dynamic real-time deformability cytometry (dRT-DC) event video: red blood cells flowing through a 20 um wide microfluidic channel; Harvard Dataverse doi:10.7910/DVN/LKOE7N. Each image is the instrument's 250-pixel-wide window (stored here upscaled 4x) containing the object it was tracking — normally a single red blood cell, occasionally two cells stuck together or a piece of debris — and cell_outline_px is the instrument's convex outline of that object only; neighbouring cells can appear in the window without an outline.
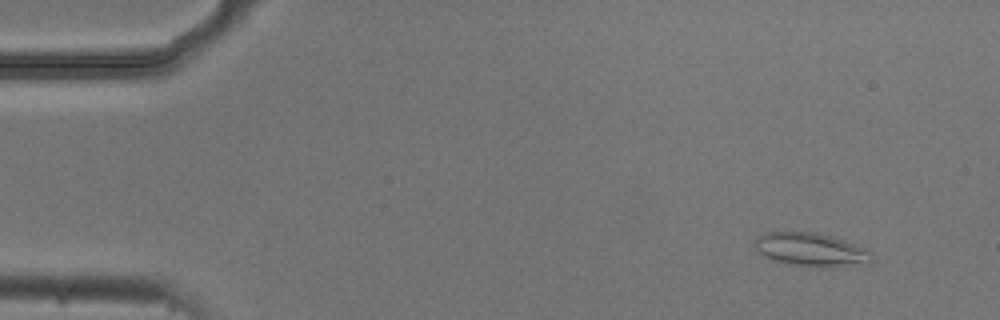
{"species": "common noctule bat (a hibernating species)", "species_latin": "Nyctalus noctula", "temperature_condition": "cold", "stored_images_in_passage": 4, "camera_frame_rate_fps": 3000, "um_per_image_px": 0.085, "animal": {"sex": "male", "body_mass_g": 20.5, "forearm_length_mm": 52.5}, "frame": {"image": 1, "passage_image": 1, "time_ms": 0.0, "image_size_px": [1000, 320], "cell_outline_px": [[872, 260], [868, 264], [824, 268], [788, 264], [772, 260], [760, 252], [756, 248], [752, 240], [756, 236], [764, 232], [816, 232], [832, 236], [868, 248], [872, 252]], "centroid_in_image_um": [68.96, 21.22], "position_along_channel_um": 16.0, "area_um2": 23.29}}